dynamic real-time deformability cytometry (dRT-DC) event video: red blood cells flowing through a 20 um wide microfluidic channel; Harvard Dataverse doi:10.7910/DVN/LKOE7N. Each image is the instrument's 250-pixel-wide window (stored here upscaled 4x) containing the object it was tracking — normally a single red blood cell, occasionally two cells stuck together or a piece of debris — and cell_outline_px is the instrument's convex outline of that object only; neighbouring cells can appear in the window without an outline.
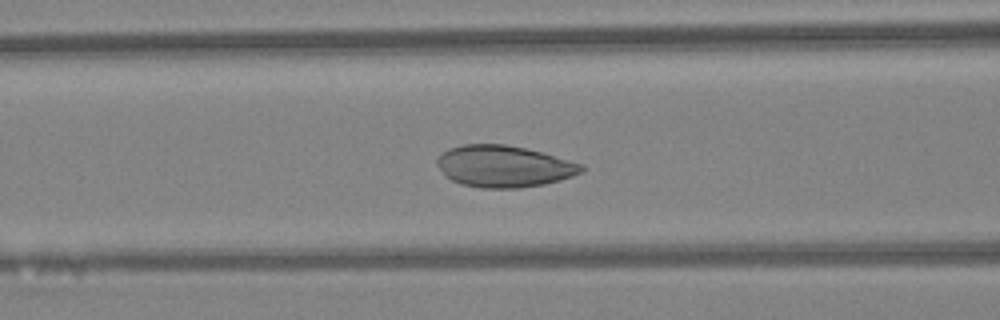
{"species": "Egyptian fruit bat (a non-hibernating species)", "species_latin": "Rousettus aegyptiacus", "temperature_condition": "warm", "stored_images_in_passage": 46, "camera_frame_rate_fps": 3000, "um_per_image_px": 0.085, "animal": {"sex": "female"}, "frame": {"image": 1, "passage_image": 19, "time_ms": 6.0, "image_size_px": [1000, 320], "cell_outline_px": [[584, 168], [580, 172], [572, 176], [560, 180], [544, 184], [520, 188], [480, 188], [460, 184], [444, 176], [436, 164], [436, 160], [448, 148], [464, 144], [504, 144], [524, 148], [540, 152], [584, 164]], "centroid_in_image_um": [42.8, 14.14], "position_along_channel_um": 123.8, "area_um2": 35.03}}
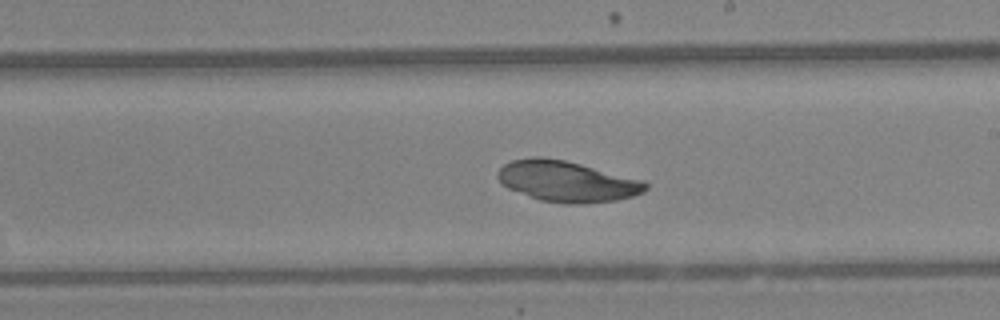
{"frame": {"image": 2, "passage_image": 27, "time_ms": 8.667, "image_size_px": [1000, 320], "cell_outline_px": [[648, 188], [644, 192], [632, 196], [616, 200], [584, 204], [564, 204], [540, 200], [508, 188], [496, 176], [500, 168], [504, 164], [512, 160], [536, 156], [540, 156], [564, 160], [644, 180], [648, 184]], "centroid_in_image_um": [48.21, 15.42], "position_along_channel_um": 240.8, "area_um2": 35.08}}
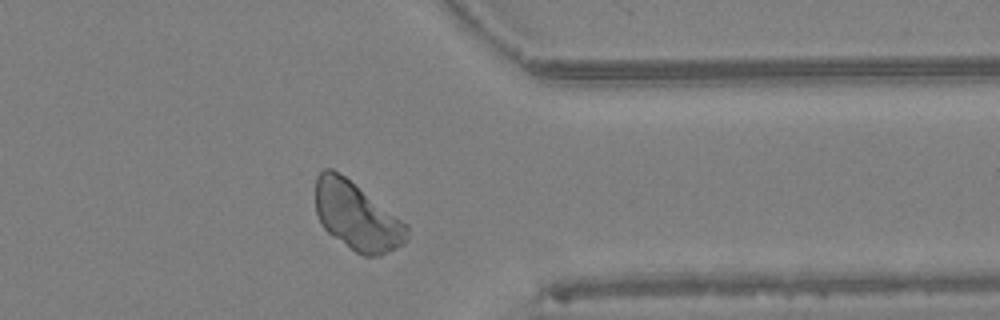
{"frame": {"image": 3, "passage_image": 37, "time_ms": 12.0, "image_size_px": [1000, 320], "cell_outline_px": [[408, 240], [404, 244], [380, 256], [364, 256], [356, 252], [328, 232], [320, 224], [316, 212], [316, 176], [324, 168], [332, 168], [344, 176], [408, 224]], "centroid_in_image_um": [30.33, 18.39], "position_along_channel_um": 381.1, "area_um2": 36.01}}